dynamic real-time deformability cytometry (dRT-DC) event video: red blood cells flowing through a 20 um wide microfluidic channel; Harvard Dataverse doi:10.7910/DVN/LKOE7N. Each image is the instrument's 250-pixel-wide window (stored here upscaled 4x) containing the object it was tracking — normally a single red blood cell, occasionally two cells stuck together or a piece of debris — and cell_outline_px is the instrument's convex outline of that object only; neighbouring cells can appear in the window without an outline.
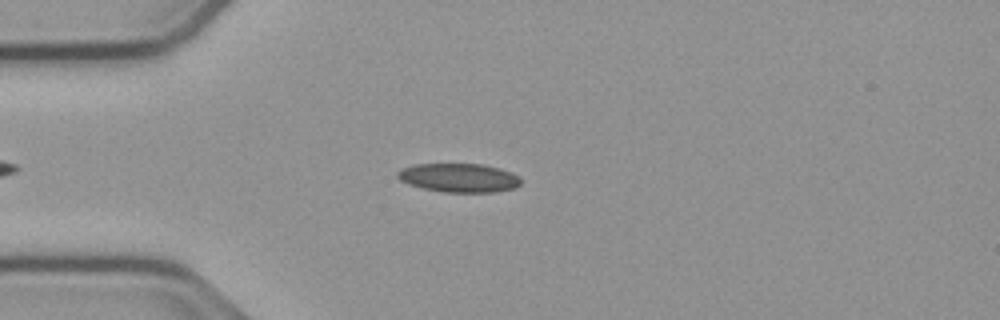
{"species": "common noctule bat (a hibernating species)", "species_latin": "Nyctalus noctula", "temperature_condition": "cold", "stored_images_in_passage": 43, "camera_frame_rate_fps": 3000, "um_per_image_px": 0.085, "animal": {"sex": "male", "body_mass_g": 23.1, "forearm_length_mm": 52.7}, "frame": {"image": 1, "passage_image": 9, "time_ms": 2.667, "image_size_px": [1000, 320], "cell_outline_px": [[520, 184], [516, 188], [492, 192], [444, 192], [424, 188], [408, 184], [400, 180], [396, 176], [396, 172], [400, 168], [416, 164], [484, 164], [500, 168], [512, 172], [520, 176]], "centroid_in_image_um": [39.01, 15.1], "position_along_channel_um": 46.0, "area_um2": 20.87}}
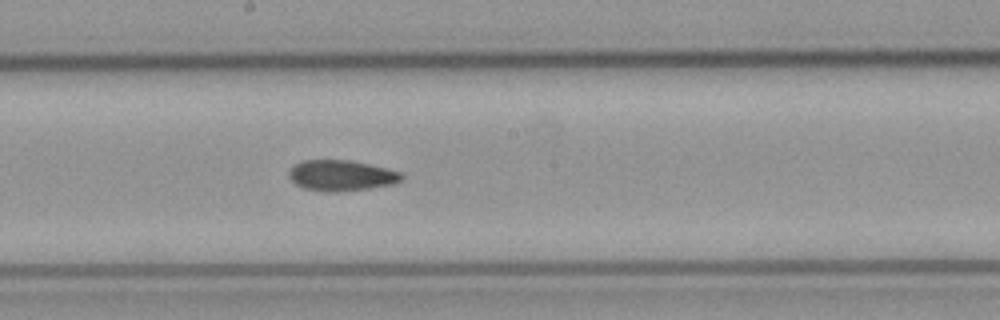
{"frame": {"image": 2, "passage_image": 24, "time_ms": 7.667, "image_size_px": [1000, 320], "cell_outline_px": [[404, 180], [396, 184], [340, 192], [324, 192], [304, 188], [296, 184], [288, 176], [288, 172], [300, 160], [348, 160], [368, 164], [400, 172], [404, 176]], "centroid_in_image_um": [29.02, 14.93], "position_along_channel_um": 219.2, "area_um2": 20.23}}
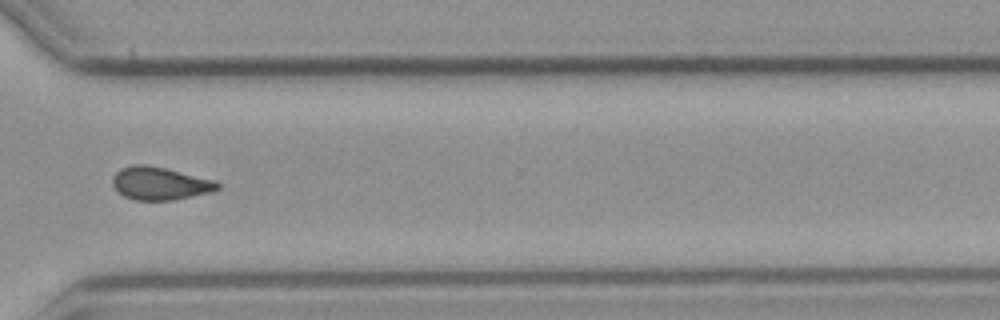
{"frame": {"image": 3, "passage_image": 35, "time_ms": 11.333, "image_size_px": [1000, 320], "cell_outline_px": [[220, 188], [208, 192], [172, 200], [136, 200], [124, 196], [112, 184], [112, 180], [116, 172], [120, 168], [136, 164], [148, 164], [216, 180], [220, 184]], "centroid_in_image_um": [13.59, 15.57], "position_along_channel_um": 357.0, "area_um2": 19.94}, "authors_computed_cell_mechanics": {"area_um2": 20.1722, "velocity_mm_per_s": 3.7676, "shape_relaxation_time_tau1_ms": null, "shape_relaxation_time_tau2_ms": 5.5888, "deformation_change_tau1": null, "deformation_change_tau2": 0.1218}}